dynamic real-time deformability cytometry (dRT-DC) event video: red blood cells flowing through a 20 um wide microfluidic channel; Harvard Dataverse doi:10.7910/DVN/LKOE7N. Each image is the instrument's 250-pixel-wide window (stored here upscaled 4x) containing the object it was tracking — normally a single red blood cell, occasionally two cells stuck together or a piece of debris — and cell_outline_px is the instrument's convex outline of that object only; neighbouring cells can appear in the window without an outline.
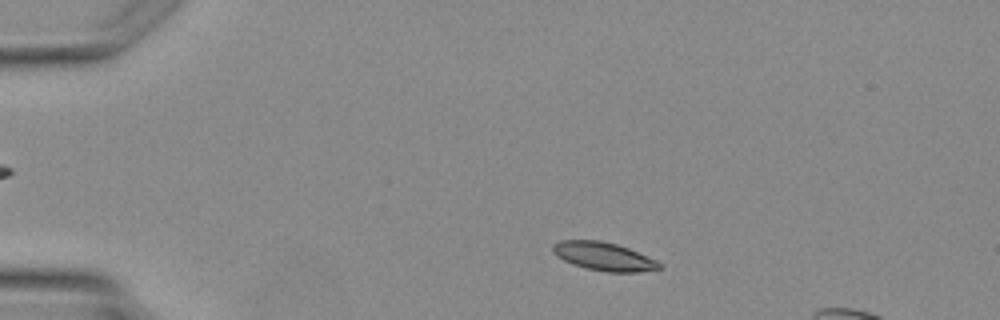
{"species": "Egyptian fruit bat (a non-hibernating species)", "species_latin": "Rousettus aegyptiacus", "temperature_condition": "warm", "stored_images_in_passage": 3, "segment_of_instrument_passage": [1, 2], "camera_frame_rate_fps": 3000, "um_per_image_px": 0.085, "animal": {"sex": "female"}, "frame": {"image": 1, "passage_image": 1, "time_ms": 0.0, "image_size_px": [1000, 320], "cell_outline_px": [[664, 268], [636, 272], [608, 272], [588, 268], [564, 260], [556, 256], [552, 252], [552, 244], [560, 240], [600, 240], [616, 244], [628, 248], [656, 260], [664, 264]], "centroid_in_image_um": [51.34, 21.79], "position_along_channel_um": 33.7, "area_um2": 17.51}}